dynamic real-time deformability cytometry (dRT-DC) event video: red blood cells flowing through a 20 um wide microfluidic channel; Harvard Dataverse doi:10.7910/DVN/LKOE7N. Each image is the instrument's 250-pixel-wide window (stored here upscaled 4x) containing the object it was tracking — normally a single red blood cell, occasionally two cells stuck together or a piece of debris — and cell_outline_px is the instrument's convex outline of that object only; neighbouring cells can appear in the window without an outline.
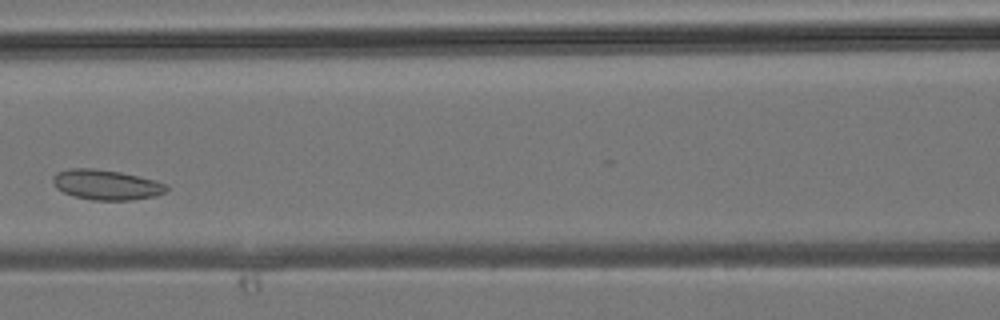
{"species": "common noctule bat (a hibernating species)", "species_latin": "Nyctalus noctula", "temperature_condition": "room temperature", "stored_images_in_passage": 26, "camera_frame_rate_fps": 3000, "um_per_image_px": 0.085, "animal": {"sex": "male", "body_mass_g": 19.2, "forearm_length_mm": 51.8}, "frame": {"image": 1, "passage_image": 11, "time_ms": 3.333, "image_size_px": [1000, 320], "cell_outline_px": [[168, 188], [164, 192], [156, 196], [132, 200], [92, 200], [76, 196], [64, 192], [56, 188], [52, 180], [52, 176], [56, 172], [68, 168], [92, 168], [120, 172], [156, 180], [168, 184]], "centroid_in_image_um": [9.04, 15.7], "position_along_channel_um": 157.6, "area_um2": 20.0}}
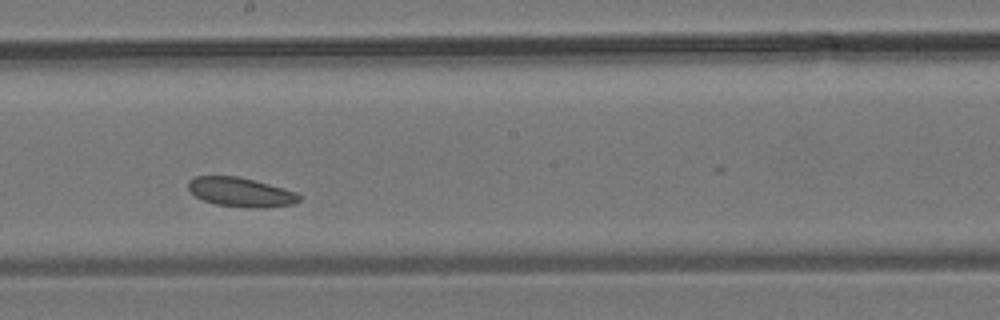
{"frame": {"image": 2, "passage_image": 15, "time_ms": 4.667, "image_size_px": [1000, 320], "cell_outline_px": [[304, 196], [300, 200], [292, 204], [268, 208], [256, 208], [216, 204], [204, 200], [196, 196], [188, 188], [188, 180], [196, 176], [240, 176], [296, 192]], "centroid_in_image_um": [20.49, 16.33], "position_along_channel_um": 227.7, "area_um2": 18.84}}
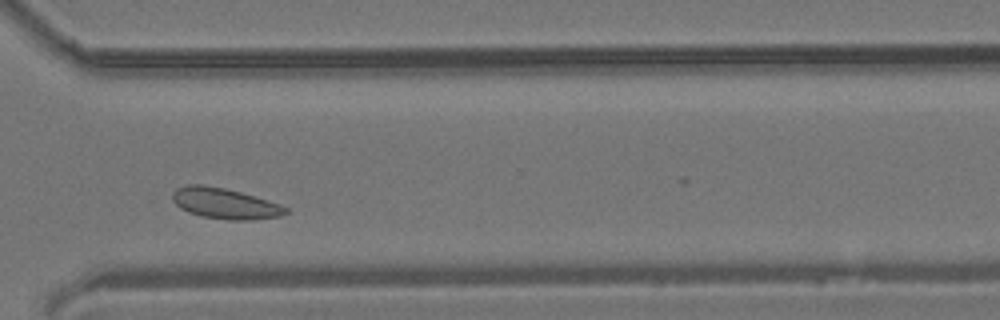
{"frame": {"image": 3, "passage_image": 22, "time_ms": 7.0, "image_size_px": [1000, 320], "cell_outline_px": [[288, 212], [280, 216], [252, 220], [228, 220], [204, 216], [188, 212], [180, 208], [172, 200], [172, 192], [176, 188], [188, 184], [200, 184], [224, 188], [240, 192], [268, 200], [280, 204], [288, 208]], "centroid_in_image_um": [19.1, 17.29], "position_along_channel_um": 351.5, "area_um2": 20.23}}